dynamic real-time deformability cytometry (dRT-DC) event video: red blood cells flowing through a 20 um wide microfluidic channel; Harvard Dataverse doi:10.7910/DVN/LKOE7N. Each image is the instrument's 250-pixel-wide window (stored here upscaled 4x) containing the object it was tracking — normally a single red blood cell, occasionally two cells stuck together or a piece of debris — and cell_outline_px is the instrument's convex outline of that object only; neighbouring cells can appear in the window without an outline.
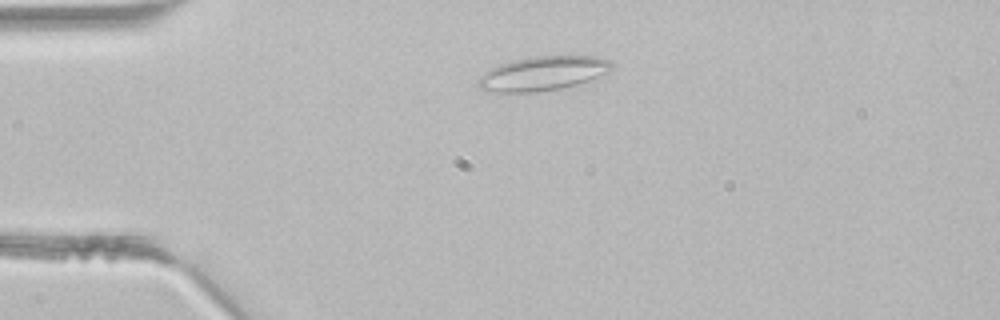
{"species": "common noctule bat (a hibernating species)", "species_latin": "Nyctalus noctula", "temperature_condition": "room temperature", "stored_images_in_passage": 2, "camera_frame_rate_fps": 3000, "um_per_image_px": 0.085, "animal": {"sex": "male", "body_mass_g": 21.5, "forearm_length_mm": 52.0}, "frame": {"image": 1, "passage_image": 1, "time_ms": 0.0, "image_size_px": [1000, 320], "cell_outline_px": [[612, 68], [608, 72], [588, 80], [576, 84], [560, 88], [536, 92], [488, 92], [476, 88], [476, 80], [484, 72], [500, 64], [512, 60], [532, 56], [596, 56], [612, 60]], "centroid_in_image_um": [46.08, 6.24], "position_along_channel_um": 38.9, "area_um2": 26.76}}